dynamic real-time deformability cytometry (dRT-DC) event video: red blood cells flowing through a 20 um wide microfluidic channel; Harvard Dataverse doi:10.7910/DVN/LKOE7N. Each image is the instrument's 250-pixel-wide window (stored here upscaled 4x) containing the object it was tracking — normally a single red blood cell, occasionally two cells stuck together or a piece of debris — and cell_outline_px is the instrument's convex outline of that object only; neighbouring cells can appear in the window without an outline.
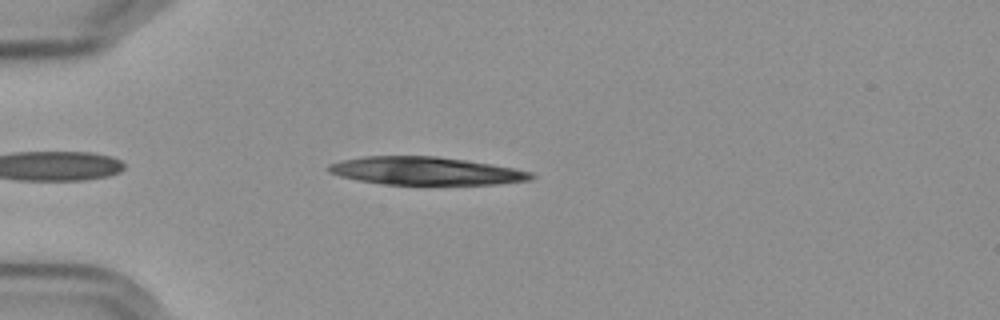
{"species": "Egyptian fruit bat (a non-hibernating species)", "species_latin": "Rousettus aegyptiacus", "temperature_condition": "cold", "stored_images_in_passage": 45, "camera_frame_rate_fps": 3000, "um_per_image_px": 0.085, "frame": {"image": 1, "passage_image": 5, "time_ms": 1.333, "image_size_px": [1000, 320], "cell_outline_px": [[536, 176], [532, 180], [496, 184], [384, 184], [356, 180], [340, 176], [328, 172], [328, 164], [340, 160], [364, 156], [436, 156], [468, 160], [492, 164], [532, 172]], "centroid_in_image_um": [36.17, 14.52], "position_along_channel_um": 48.8, "area_um2": 33.06}}